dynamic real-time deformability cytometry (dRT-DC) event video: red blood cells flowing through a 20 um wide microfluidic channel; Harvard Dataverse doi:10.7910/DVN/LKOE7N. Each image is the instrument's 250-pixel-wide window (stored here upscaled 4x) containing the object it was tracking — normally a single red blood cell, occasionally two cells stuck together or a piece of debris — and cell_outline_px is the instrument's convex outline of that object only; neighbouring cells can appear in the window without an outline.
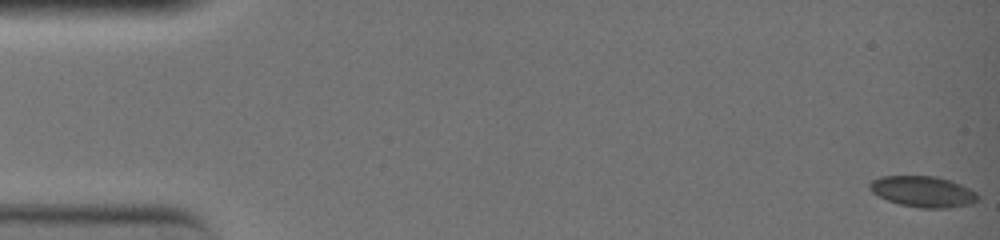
{"species": "common noctule bat (a hibernating species)", "species_latin": "Nyctalus noctula", "temperature_condition": "warm", "stored_images_in_passage": 10, "camera_frame_rate_fps": 3000, "um_per_image_px": 0.085, "animal": {"sex": "female", "body_mass_g": 19.0, "forearm_length_mm": 51.5}, "frame": {"image": 1, "passage_image": 1, "time_ms": 0.0, "image_size_px": [1000, 240], "cell_outline_px": [[980, 196], [972, 204], [948, 208], [920, 208], [900, 204], [888, 200], [872, 192], [868, 188], [868, 184], [872, 180], [880, 176], [936, 176], [952, 180], [976, 192]], "centroid_in_image_um": [78.46, 16.28], "position_along_channel_um": 6.5, "area_um2": 19.59}}